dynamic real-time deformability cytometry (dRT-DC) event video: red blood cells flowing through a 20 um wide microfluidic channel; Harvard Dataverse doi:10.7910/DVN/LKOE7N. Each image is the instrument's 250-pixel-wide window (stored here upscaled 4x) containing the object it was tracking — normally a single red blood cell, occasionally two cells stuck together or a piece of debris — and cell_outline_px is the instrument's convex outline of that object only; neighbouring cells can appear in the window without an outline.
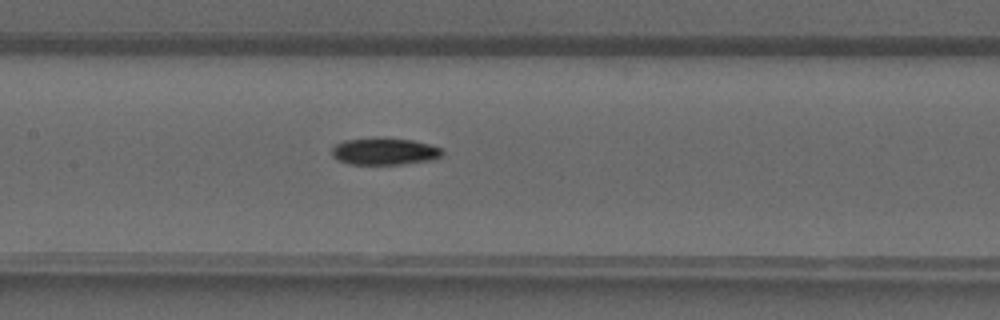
{"species": "common noctule bat (a hibernating species)", "species_latin": "Nyctalus noctula", "temperature_condition": "warm", "stored_images_in_passage": 31, "camera_frame_rate_fps": 3000, "um_per_image_px": 0.085, "animal": {"sex": "male", "forearm_length_mm": 52.5}, "frame": {"image": 1, "passage_image": 10, "time_ms": 3.0, "image_size_px": [1000, 320], "cell_outline_px": [[444, 152], [440, 156], [432, 160], [400, 164], [352, 164], [340, 160], [332, 156], [332, 148], [336, 144], [344, 140], [412, 140], [432, 144], [444, 148]], "centroid_in_image_um": [32.76, 12.9], "position_along_channel_um": 174.6, "area_um2": 16.7}}
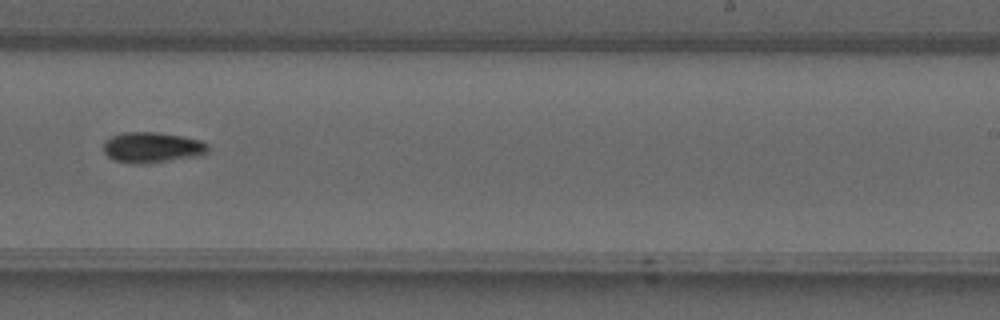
{"frame": {"image": 2, "passage_image": 16, "time_ms": 5.0, "image_size_px": [1000, 320], "cell_outline_px": [[208, 152], [204, 156], [148, 164], [132, 164], [116, 160], [108, 156], [104, 152], [104, 140], [112, 136], [124, 132], [156, 132], [180, 136], [200, 140], [208, 144]], "centroid_in_image_um": [12.97, 12.55], "position_along_channel_um": 276.0, "area_um2": 18.96}}
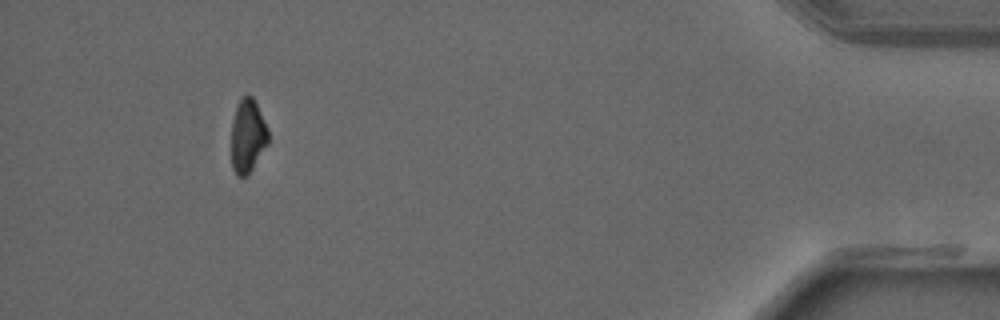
{"frame": {"image": 3, "passage_image": 28, "time_ms": 9.0, "image_size_px": [1000, 320], "cell_outline_px": [[268, 144], [248, 176], [236, 176], [232, 168], [232, 120], [236, 108], [240, 100], [244, 96], [252, 96], [268, 128]], "centroid_in_image_um": [21.06, 11.61], "position_along_channel_um": 414.1, "area_um2": 15.72}}